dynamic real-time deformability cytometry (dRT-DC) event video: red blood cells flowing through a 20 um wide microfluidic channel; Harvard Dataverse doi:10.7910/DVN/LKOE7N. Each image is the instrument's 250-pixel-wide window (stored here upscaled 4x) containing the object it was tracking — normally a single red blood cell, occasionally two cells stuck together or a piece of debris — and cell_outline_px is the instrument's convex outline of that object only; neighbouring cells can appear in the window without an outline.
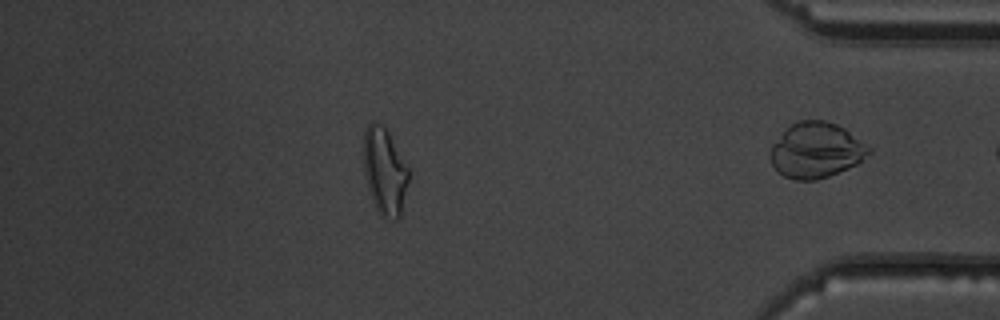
{"species": "common noctule bat (a hibernating species)", "species_latin": "Nyctalus noctula", "temperature_condition": "warm", "stored_images_in_passage": 43, "segment_of_instrument_passage": [2, 2], "camera_frame_rate_fps": 3000, "um_per_image_px": 0.085, "animal": {"sex": "male", "body_mass_g": 19.5, "forearm_length_mm": 54.6}, "frame": {"image": 1, "passage_image": 43, "time_ms": 14.0, "image_size_px": [1000, 320], "cell_outline_px": [[872, 152], [856, 164], [848, 168], [828, 176], [816, 180], [796, 180], [784, 176], [776, 172], [772, 164], [772, 144], [792, 124], [800, 120], [824, 120], [836, 124], [844, 128], [872, 148]], "centroid_in_image_um": [69.39, 12.78], "position_along_channel_um": 365.8, "area_um2": 31.5}}